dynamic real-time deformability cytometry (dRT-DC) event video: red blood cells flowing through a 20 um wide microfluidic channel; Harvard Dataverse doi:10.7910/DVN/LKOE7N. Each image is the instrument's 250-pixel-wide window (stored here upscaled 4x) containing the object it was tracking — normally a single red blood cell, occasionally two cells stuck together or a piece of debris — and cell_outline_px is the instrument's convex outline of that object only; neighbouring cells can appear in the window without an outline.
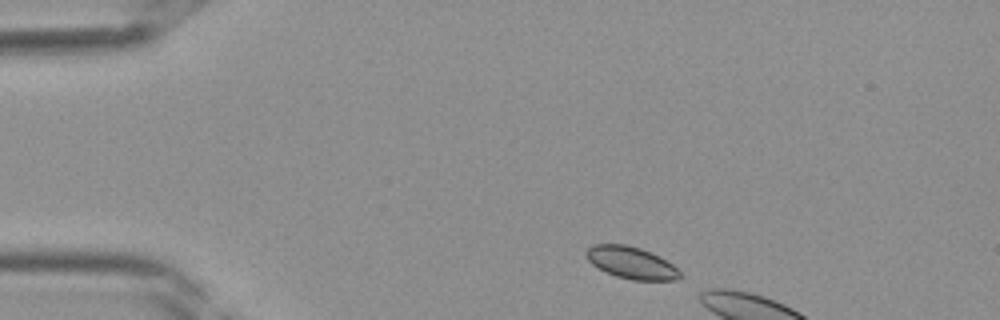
{"species": "Egyptian fruit bat (a non-hibernating species)", "species_latin": "Rousettus aegyptiacus", "temperature_condition": "room temperature", "stored_images_in_passage": 4, "camera_frame_rate_fps": 3000, "um_per_image_px": 0.085, "frame": {"image": 1, "passage_image": 1, "time_ms": 0.0, "image_size_px": [1000, 320], "cell_outline_px": [[680, 276], [676, 280], [632, 280], [616, 276], [592, 264], [588, 260], [584, 252], [592, 244], [624, 244], [640, 248], [672, 264], [680, 272]], "centroid_in_image_um": [53.61, 22.33], "position_along_channel_um": 31.4, "area_um2": 17.11}}